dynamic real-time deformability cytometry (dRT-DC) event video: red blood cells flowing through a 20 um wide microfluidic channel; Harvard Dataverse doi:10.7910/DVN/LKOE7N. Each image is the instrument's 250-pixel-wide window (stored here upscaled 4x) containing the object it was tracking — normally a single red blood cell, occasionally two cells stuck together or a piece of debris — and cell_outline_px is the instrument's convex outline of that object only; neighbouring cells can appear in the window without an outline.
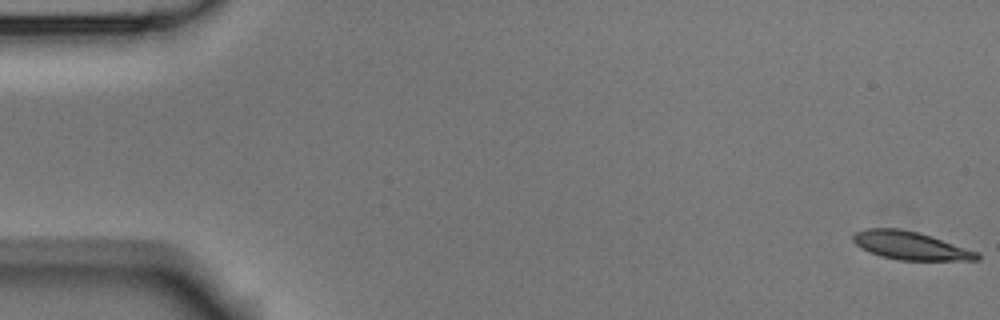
{"species": "Egyptian fruit bat (a non-hibernating species)", "species_latin": "Rousettus aegyptiacus", "temperature_condition": "room temperature", "stored_images_in_passage": 5, "camera_frame_rate_fps": 3000, "um_per_image_px": 0.085, "animal": {"sex": "male"}, "frame": {"image": 1, "passage_image": 1, "time_ms": 0.0, "image_size_px": [1000, 320], "cell_outline_px": [[980, 260], [896, 260], [880, 256], [868, 252], [860, 248], [852, 240], [852, 236], [856, 232], [864, 228], [900, 228], [932, 236], [980, 252]], "centroid_in_image_um": [77.38, 20.88], "position_along_channel_um": 7.6, "area_um2": 20.58}}
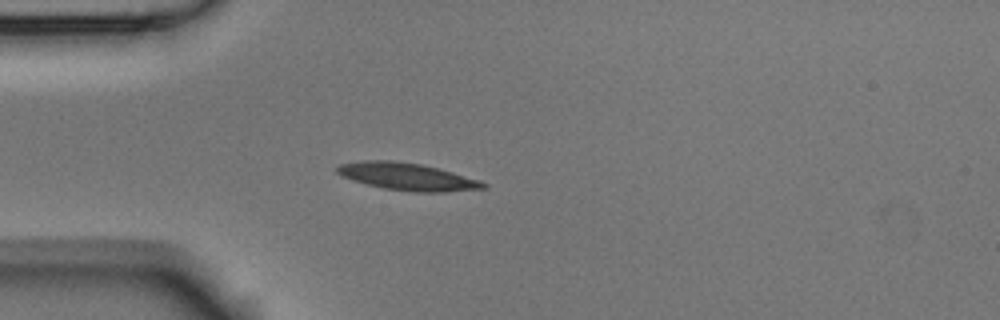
{"frame": {"image": 2, "passage_image": 4, "time_ms": 1.0, "image_size_px": [1000, 320], "cell_outline_px": [[488, 188], [444, 192], [412, 192], [384, 188], [352, 180], [336, 172], [336, 168], [340, 164], [364, 160], [392, 160], [420, 164], [452, 172], [480, 180], [488, 184]], "centroid_in_image_um": [34.64, 15.02], "position_along_channel_um": 50.4, "area_um2": 23.12}}